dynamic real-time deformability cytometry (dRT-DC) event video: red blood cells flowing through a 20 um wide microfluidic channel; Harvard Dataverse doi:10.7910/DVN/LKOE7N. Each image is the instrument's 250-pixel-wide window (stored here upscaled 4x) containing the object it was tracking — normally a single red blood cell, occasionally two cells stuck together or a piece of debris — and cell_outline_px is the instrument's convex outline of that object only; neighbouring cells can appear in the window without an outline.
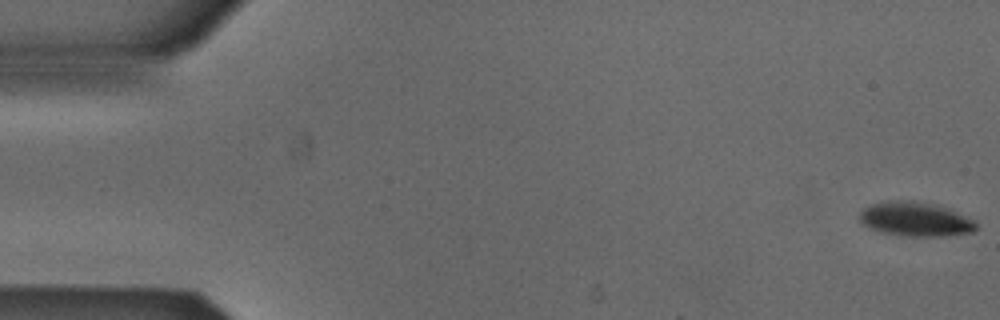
{"species": "Egyptian fruit bat (a non-hibernating species)", "species_latin": "Rousettus aegyptiacus", "temperature_condition": "cold", "stored_images_in_passage": 5, "camera_frame_rate_fps": 3000, "um_per_image_px": 0.085, "animal": {"sex": "male"}, "frame": {"image": 1, "passage_image": 1, "time_ms": 0.0, "image_size_px": [1000, 320], "cell_outline_px": [[976, 228], [972, 232], [944, 236], [900, 236], [880, 232], [864, 224], [860, 220], [860, 212], [864, 208], [872, 204], [884, 200], [912, 200], [936, 204], [976, 220]], "centroid_in_image_um": [77.8, 18.62], "position_along_channel_um": 7.2, "area_um2": 23.35}}
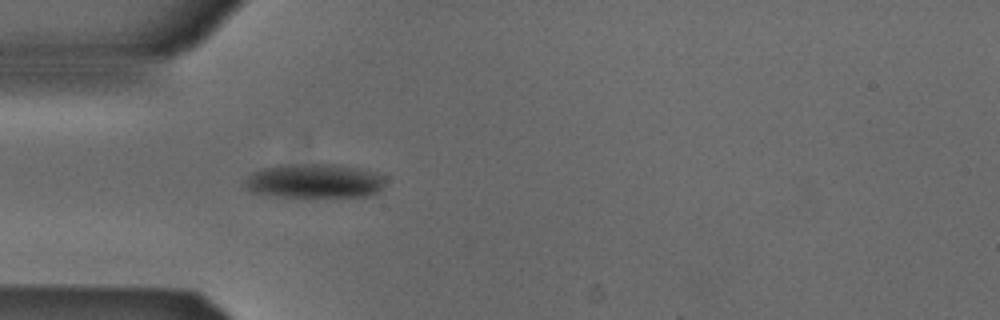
{"frame": {"image": 2, "passage_image": 5, "time_ms": 1.333, "image_size_px": [1000, 320], "cell_outline_px": [[384, 184], [376, 192], [368, 196], [276, 196], [252, 192], [244, 184], [244, 180], [252, 172], [264, 168], [280, 164], [332, 164], [356, 168], [372, 172], [380, 176], [384, 180]], "centroid_in_image_um": [26.65, 15.37], "position_along_channel_um": 58.3, "area_um2": 27.51}}